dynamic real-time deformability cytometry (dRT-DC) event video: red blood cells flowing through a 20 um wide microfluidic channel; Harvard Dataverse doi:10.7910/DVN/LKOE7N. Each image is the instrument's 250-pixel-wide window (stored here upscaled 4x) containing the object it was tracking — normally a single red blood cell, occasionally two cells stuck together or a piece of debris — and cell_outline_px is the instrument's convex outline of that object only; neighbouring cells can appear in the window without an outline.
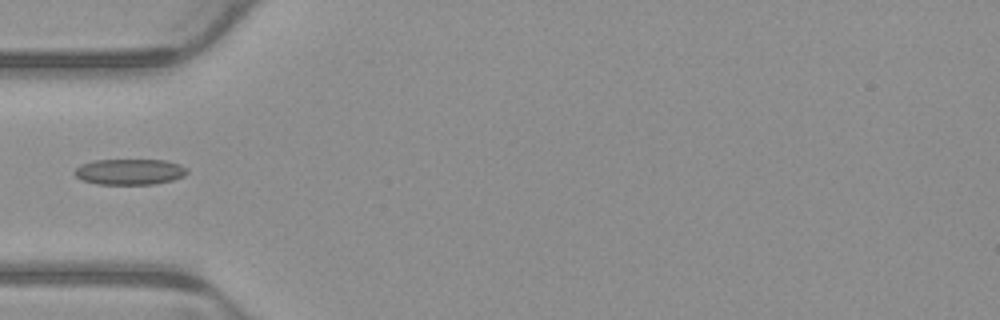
{"species": "common noctule bat (a hibernating species)", "species_latin": "Nyctalus noctula", "temperature_condition": "warm", "stored_images_in_passage": 4, "camera_frame_rate_fps": 3000, "um_per_image_px": 0.085, "animal": {"sex": "male", "body_mass_g": 23.1, "forearm_length_mm": 52.7}, "frame": {"image": 1, "passage_image": 4, "time_ms": 1.0, "image_size_px": [1000, 320], "cell_outline_px": [[188, 172], [184, 176], [172, 180], [156, 184], [96, 184], [80, 180], [72, 172], [80, 164], [92, 160], [164, 160], [180, 164], [188, 168]], "centroid_in_image_um": [11.0, 14.6], "position_along_channel_um": 74.0, "area_um2": 17.17}}